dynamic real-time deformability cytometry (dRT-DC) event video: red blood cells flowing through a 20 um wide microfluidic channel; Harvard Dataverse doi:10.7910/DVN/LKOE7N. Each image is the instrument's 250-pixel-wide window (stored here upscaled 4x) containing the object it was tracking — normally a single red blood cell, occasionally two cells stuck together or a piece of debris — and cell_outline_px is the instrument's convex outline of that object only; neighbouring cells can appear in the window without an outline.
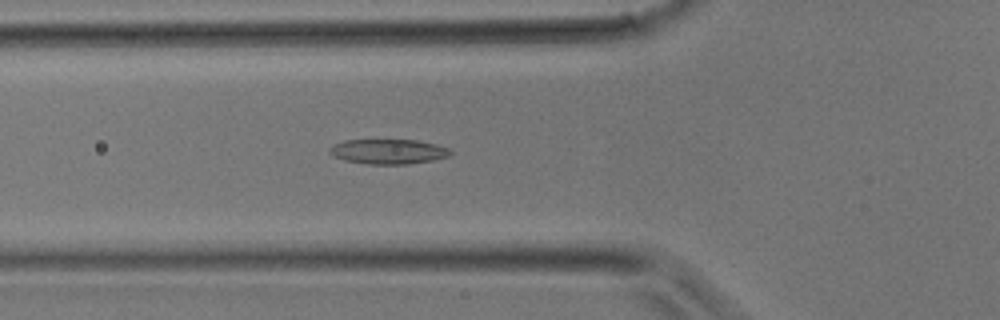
{"species": "common noctule bat (a hibernating species)", "species_latin": "Nyctalus noctula", "temperature_condition": "room temperature", "stored_images_in_passage": 19, "camera_frame_rate_fps": 3000, "um_per_image_px": 0.085, "animal": {"sex": "male", "body_mass_g": 17.9}, "frame": {"image": 1, "passage_image": 6, "time_ms": 1.667, "image_size_px": [1000, 320], "cell_outline_px": [[452, 156], [432, 160], [408, 164], [368, 164], [344, 160], [332, 156], [328, 152], [328, 148], [344, 140], [416, 140], [436, 144], [448, 148], [452, 152]], "centroid_in_image_um": [33.01, 12.88], "position_along_channel_um": 92.8, "area_um2": 17.57}}
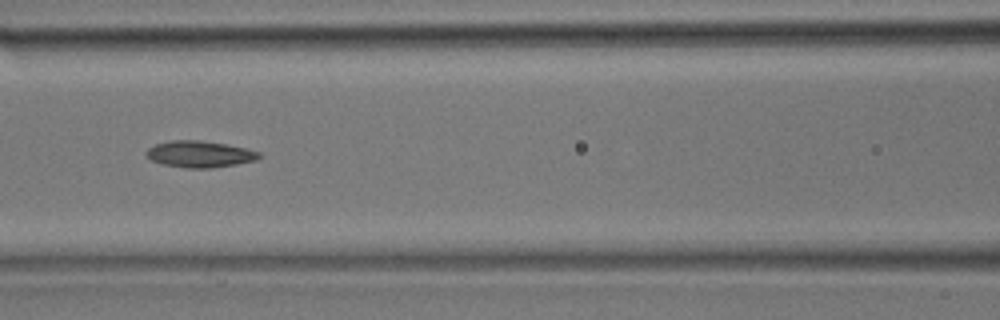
{"frame": {"image": 2, "passage_image": 9, "time_ms": 2.667, "image_size_px": [1000, 320], "cell_outline_px": [[264, 156], [256, 160], [236, 164], [212, 168], [188, 168], [164, 164], [152, 160], [144, 152], [148, 148], [156, 144], [172, 140], [200, 140], [248, 148], [260, 152]], "centroid_in_image_um": [17.02, 13.1], "position_along_channel_um": 149.6, "area_um2": 17.4}}
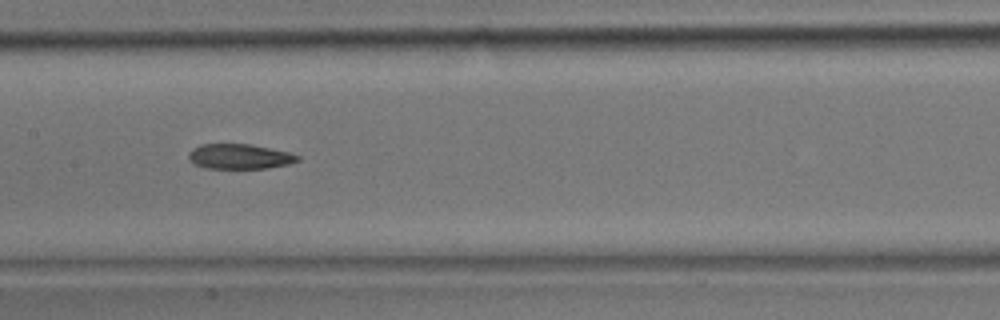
{"frame": {"image": 3, "passage_image": 11, "time_ms": 3.333, "image_size_px": [1000, 320], "cell_outline_px": [[300, 160], [288, 164], [268, 168], [208, 168], [192, 164], [188, 160], [188, 152], [192, 148], [200, 144], [252, 144], [288, 152], [300, 156]], "centroid_in_image_um": [20.32, 13.3], "position_along_channel_um": 187.1, "area_um2": 16.01}}